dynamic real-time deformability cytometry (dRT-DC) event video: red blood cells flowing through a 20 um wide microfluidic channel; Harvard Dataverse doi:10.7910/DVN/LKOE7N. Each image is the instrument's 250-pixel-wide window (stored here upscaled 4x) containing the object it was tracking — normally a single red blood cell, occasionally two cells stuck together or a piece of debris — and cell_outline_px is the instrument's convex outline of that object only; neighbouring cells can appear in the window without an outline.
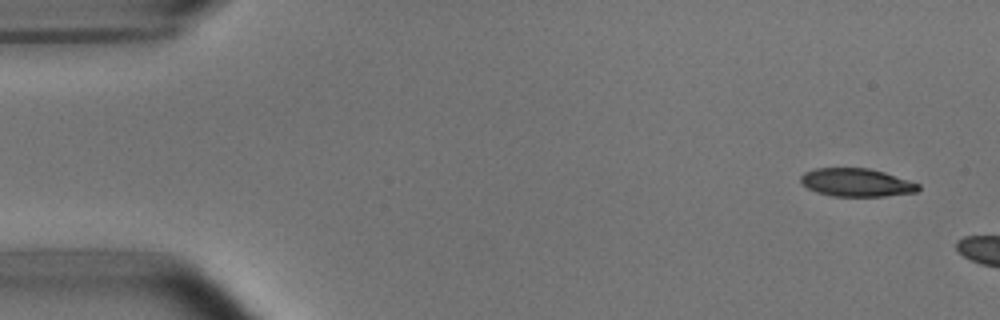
{"species": "common noctule bat (a hibernating species)", "species_latin": "Nyctalus noctula", "temperature_condition": "room temperature", "stored_images_in_passage": 3, "camera_frame_rate_fps": 3000, "um_per_image_px": 0.085, "animal": {"sex": "male", "body_mass_g": 15.6}, "frame": {"image": 1, "passage_image": 1, "time_ms": 0.0, "image_size_px": [1000, 320], "cell_outline_px": [[920, 188], [916, 192], [884, 196], [832, 196], [816, 192], [808, 188], [800, 180], [800, 176], [804, 172], [816, 168], [868, 168], [884, 172], [920, 184]], "centroid_in_image_um": [72.79, 15.51], "position_along_channel_um": 12.2, "area_um2": 19.19}}